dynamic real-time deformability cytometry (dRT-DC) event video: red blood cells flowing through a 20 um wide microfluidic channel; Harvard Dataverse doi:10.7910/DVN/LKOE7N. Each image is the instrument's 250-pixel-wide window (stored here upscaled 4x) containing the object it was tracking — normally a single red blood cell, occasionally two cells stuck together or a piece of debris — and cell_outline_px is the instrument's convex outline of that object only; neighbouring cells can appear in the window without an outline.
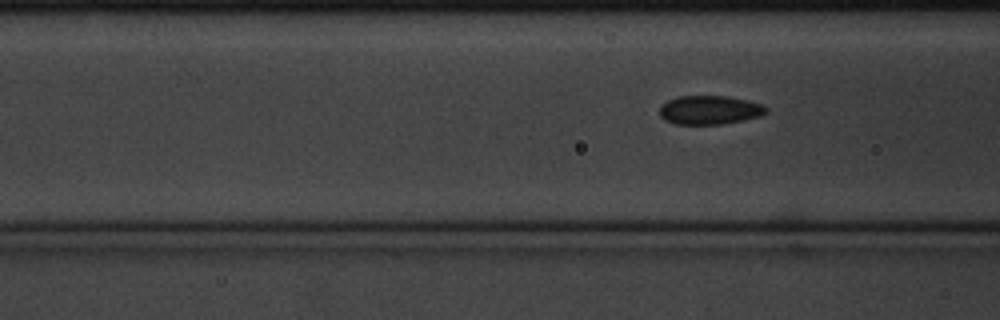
{"species": "common noctule bat (a hibernating species)", "species_latin": "Nyctalus noctula", "temperature_condition": "cold", "stored_images_in_passage": 9, "segment_of_instrument_passage": [2, 2], "camera_frame_rate_fps": 3000, "um_per_image_px": 0.085, "animal": {"sex": "male", "body_mass_g": 20.1, "forearm_length_mm": 53.5}, "frame": {"image": 1, "passage_image": 9, "time_ms": 2.667, "image_size_px": [1000, 320], "cell_outline_px": [[768, 112], [760, 116], [744, 120], [724, 124], [676, 124], [664, 120], [660, 116], [660, 108], [668, 100], [676, 96], [724, 96], [744, 100], [760, 104], [768, 108]], "centroid_in_image_um": [60.31, 9.36], "position_along_channel_um": 106.3, "area_um2": 17.8}}